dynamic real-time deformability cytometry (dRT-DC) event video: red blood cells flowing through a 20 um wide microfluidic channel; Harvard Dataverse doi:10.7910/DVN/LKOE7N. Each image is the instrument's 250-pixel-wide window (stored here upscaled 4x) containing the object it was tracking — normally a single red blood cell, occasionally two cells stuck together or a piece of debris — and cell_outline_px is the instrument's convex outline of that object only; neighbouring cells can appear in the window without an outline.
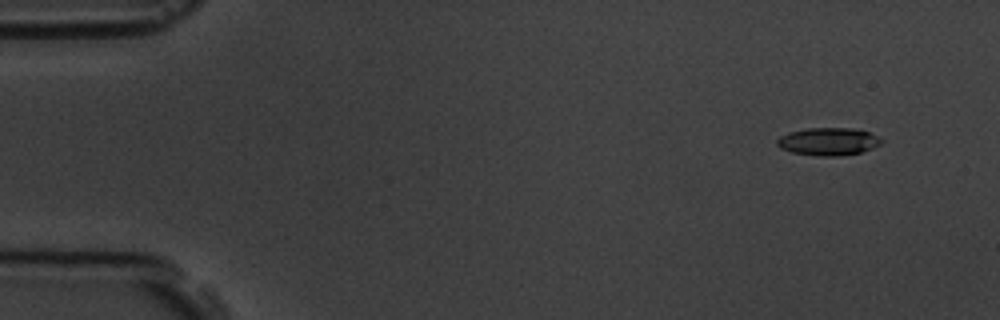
{"species": "common noctule bat (a hibernating species)", "species_latin": "Nyctalus noctula", "temperature_condition": "room temperature", "stored_images_in_passage": 9, "camera_frame_rate_fps": 3000, "um_per_image_px": 0.085, "animal": {"sex": "male", "body_mass_g": 19.5, "forearm_length_mm": 54.6}, "frame": {"image": 1, "passage_image": 1, "time_ms": 0.0, "image_size_px": [1000, 320], "cell_outline_px": [[884, 140], [880, 144], [872, 148], [860, 152], [836, 156], [820, 156], [792, 152], [780, 148], [776, 144], [776, 140], [780, 136], [788, 132], [808, 128], [852, 128], [868, 132]], "centroid_in_image_um": [70.37, 12.02], "position_along_channel_um": 14.6, "area_um2": 16.7}}
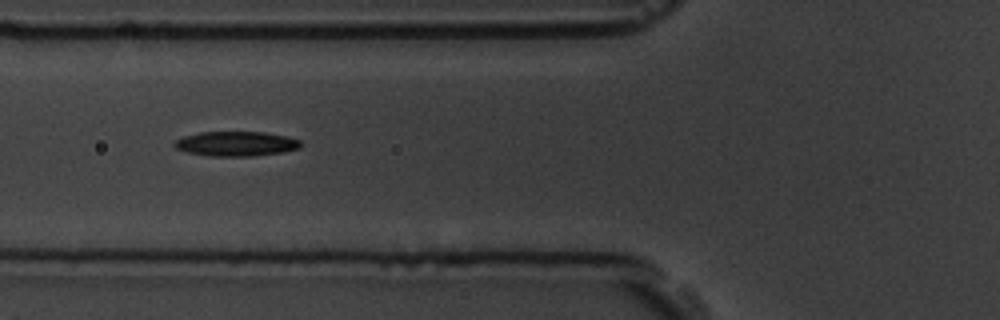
{"frame": {"image": 2, "passage_image": 6, "time_ms": 5.667, "image_size_px": [1000, 320], "cell_outline_px": [[304, 144], [300, 148], [284, 152], [252, 156], [212, 156], [188, 152], [176, 148], [172, 144], [176, 140], [184, 136], [200, 132], [264, 132], [288, 136], [300, 140]], "centroid_in_image_um": [20.12, 12.21], "position_along_channel_um": 105.7, "area_um2": 18.26}}
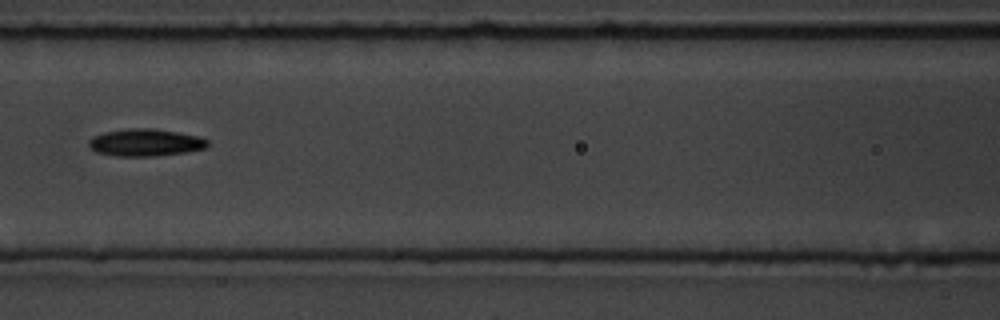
{"frame": {"image": 3, "passage_image": 7, "time_ms": 7.0, "image_size_px": [1000, 320], "cell_outline_px": [[208, 144], [204, 148], [184, 152], [156, 156], [116, 156], [96, 152], [88, 144], [88, 140], [92, 136], [104, 132], [128, 128], [156, 128], [200, 136], [208, 140]], "centroid_in_image_um": [12.34, 12.1], "position_along_channel_um": 154.3, "area_um2": 18.96}}